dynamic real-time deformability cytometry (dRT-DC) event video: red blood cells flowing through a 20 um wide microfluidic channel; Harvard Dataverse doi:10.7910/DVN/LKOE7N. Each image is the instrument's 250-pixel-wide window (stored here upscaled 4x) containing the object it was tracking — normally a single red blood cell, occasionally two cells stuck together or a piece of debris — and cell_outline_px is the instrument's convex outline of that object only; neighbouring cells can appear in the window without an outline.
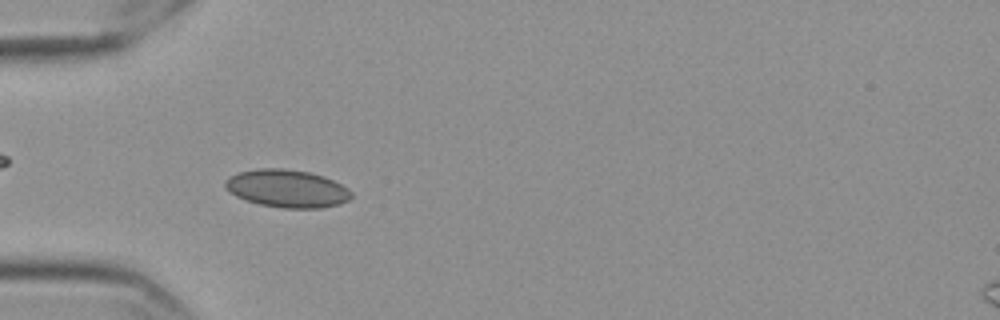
{"species": "Egyptian fruit bat (a non-hibernating species)", "species_latin": "Rousettus aegyptiacus", "temperature_condition": "cold", "stored_images_in_passage": 49, "camera_frame_rate_fps": 3000, "um_per_image_px": 0.085, "frame": {"image": 1, "passage_image": 10, "time_ms": 3.0, "image_size_px": [1000, 320], "cell_outline_px": [[352, 196], [348, 200], [340, 204], [320, 208], [284, 208], [260, 204], [236, 196], [224, 184], [224, 180], [228, 176], [240, 172], [256, 168], [284, 168], [308, 172], [324, 176], [348, 188], [352, 192]], "centroid_in_image_um": [24.41, 16.02], "position_along_channel_um": 60.6, "area_um2": 27.63}}
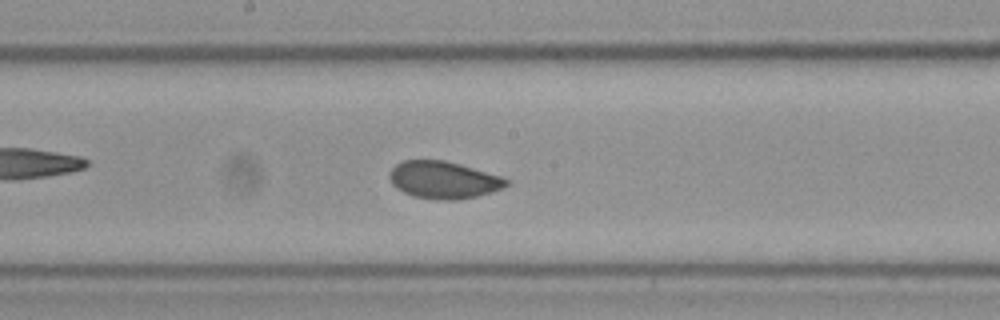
{"frame": {"image": 2, "passage_image": 23, "time_ms": 7.333, "image_size_px": [1000, 320], "cell_outline_px": [[508, 184], [504, 188], [492, 192], [476, 196], [456, 200], [440, 200], [412, 196], [396, 188], [392, 184], [388, 176], [388, 172], [396, 164], [404, 160], [444, 160], [460, 164], [500, 176], [508, 180]], "centroid_in_image_um": [37.67, 15.29], "position_along_channel_um": 210.5, "area_um2": 25.37}}
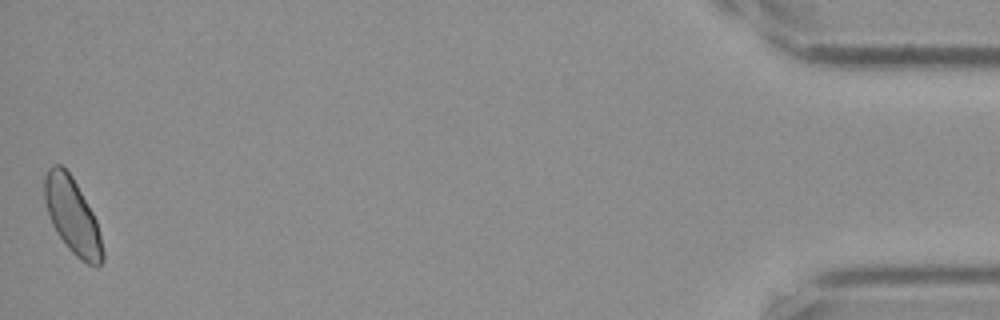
{"frame": {"image": 3, "passage_image": 49, "time_ms": 16.0, "image_size_px": [1000, 320], "cell_outline_px": [[104, 260], [96, 268], [80, 260], [68, 248], [56, 232], [52, 224], [48, 212], [44, 196], [44, 176], [48, 168], [52, 164], [60, 164], [72, 176], [92, 212], [96, 220], [104, 252]], "centroid_in_image_um": [6.15, 18.37], "position_along_channel_um": 429.0, "area_um2": 25.49}}